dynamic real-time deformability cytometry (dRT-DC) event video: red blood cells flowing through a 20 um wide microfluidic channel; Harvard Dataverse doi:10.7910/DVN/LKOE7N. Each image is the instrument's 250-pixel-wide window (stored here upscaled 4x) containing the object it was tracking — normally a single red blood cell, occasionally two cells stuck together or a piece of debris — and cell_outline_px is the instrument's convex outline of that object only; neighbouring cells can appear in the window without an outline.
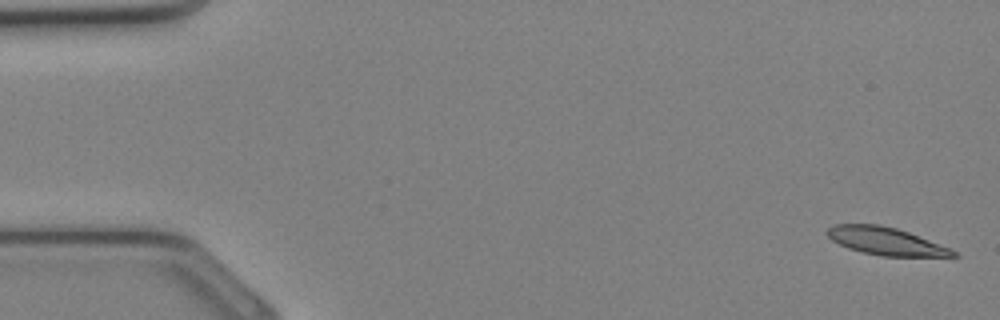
{"species": "Egyptian fruit bat (a non-hibernating species)", "species_latin": "Rousettus aegyptiacus", "temperature_condition": "cold", "stored_images_in_passage": 11, "camera_frame_rate_fps": 3000, "um_per_image_px": 0.085, "animal": {"sex": "female"}, "frame": {"image": 1, "passage_image": 1, "time_ms": 0.0, "image_size_px": [1000, 320], "cell_outline_px": [[960, 256], [880, 256], [848, 248], [832, 240], [824, 232], [832, 224], [880, 224], [896, 228], [908, 232], [952, 248]], "centroid_in_image_um": [75.29, 20.49], "position_along_channel_um": 9.7, "area_um2": 20.29}}
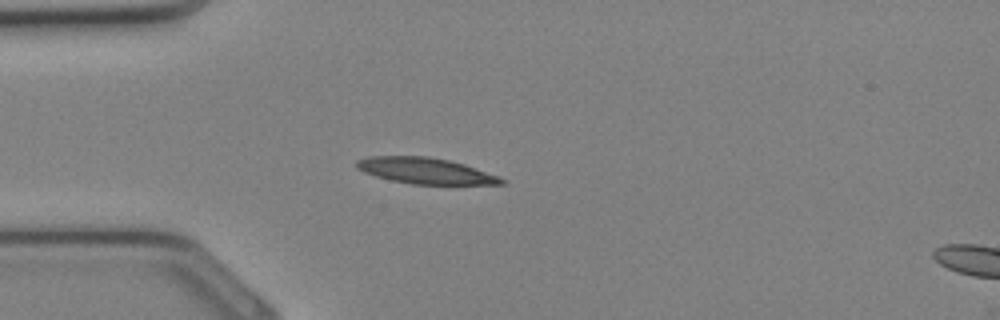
{"frame": {"image": 2, "passage_image": 9, "time_ms": 2.667, "image_size_px": [1000, 320], "cell_outline_px": [[508, 180], [504, 184], [412, 184], [392, 180], [376, 176], [364, 172], [356, 168], [356, 160], [368, 156], [428, 156], [448, 160], [464, 164], [500, 176]], "centroid_in_image_um": [36.18, 14.51], "position_along_channel_um": 48.8, "area_um2": 21.96}}